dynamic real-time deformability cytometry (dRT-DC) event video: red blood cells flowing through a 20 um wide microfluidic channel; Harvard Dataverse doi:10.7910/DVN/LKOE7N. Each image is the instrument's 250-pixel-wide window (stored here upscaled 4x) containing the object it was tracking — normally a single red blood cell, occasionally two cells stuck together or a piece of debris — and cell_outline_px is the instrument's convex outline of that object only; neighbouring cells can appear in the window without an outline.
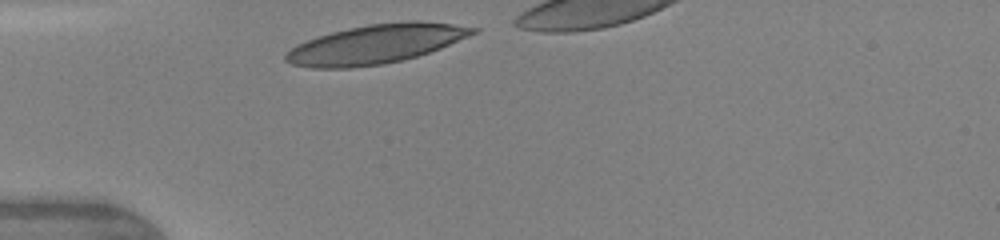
{"species": "human", "species_latin": "Homo sapiens", "temperature_condition": "warm", "stored_images_in_passage": 1, "camera_frame_rate_fps": 3000, "um_per_image_px": 0.085, "donor": {"sex": "female"}, "frame": {"image": 1, "passage_image": 1, "time_ms": 0.0, "image_size_px": [1000, 240], "cell_outline_px": [[480, 32], [440, 48], [404, 60], [384, 64], [352, 68], [312, 68], [292, 64], [284, 60], [284, 56], [292, 48], [308, 40], [332, 32], [348, 28], [368, 24], [408, 20], [420, 20], [452, 24], [480, 28]], "centroid_in_image_um": [32.0, 3.74], "position_along_channel_um": 53.0, "area_um2": 42.6}}